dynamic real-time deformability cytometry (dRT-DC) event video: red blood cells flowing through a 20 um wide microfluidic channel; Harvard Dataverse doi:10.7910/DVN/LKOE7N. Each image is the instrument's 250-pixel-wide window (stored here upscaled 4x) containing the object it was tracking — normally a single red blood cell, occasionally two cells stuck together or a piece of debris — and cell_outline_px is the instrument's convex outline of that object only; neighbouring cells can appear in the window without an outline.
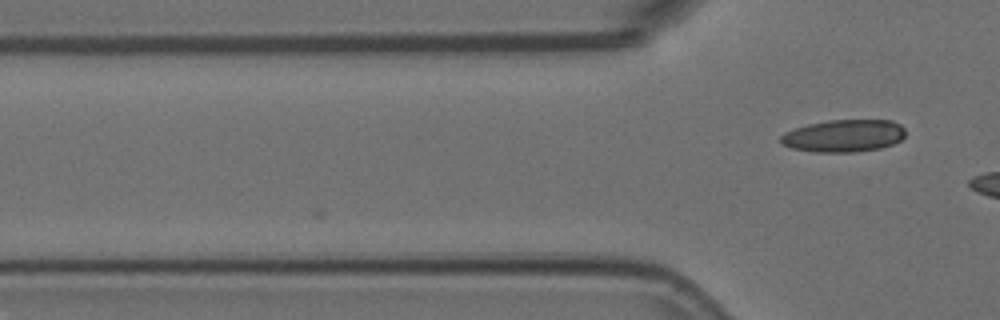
{"species": "Egyptian fruit bat (a non-hibernating species)", "species_latin": "Rousettus aegyptiacus", "temperature_condition": "room temperature", "stored_images_in_passage": 3, "camera_frame_rate_fps": 3000, "um_per_image_px": 0.085, "animal": {"sex": "female"}, "frame": {"image": 1, "passage_image": 3, "time_ms": 0.667, "image_size_px": [1000, 320], "cell_outline_px": [[904, 136], [900, 140], [892, 144], [880, 148], [852, 152], [812, 152], [792, 148], [780, 144], [780, 136], [784, 132], [808, 124], [828, 120], [892, 120], [900, 124], [904, 128]], "centroid_in_image_um": [71.69, 11.54], "position_along_channel_um": 54.1, "area_um2": 23.58}}